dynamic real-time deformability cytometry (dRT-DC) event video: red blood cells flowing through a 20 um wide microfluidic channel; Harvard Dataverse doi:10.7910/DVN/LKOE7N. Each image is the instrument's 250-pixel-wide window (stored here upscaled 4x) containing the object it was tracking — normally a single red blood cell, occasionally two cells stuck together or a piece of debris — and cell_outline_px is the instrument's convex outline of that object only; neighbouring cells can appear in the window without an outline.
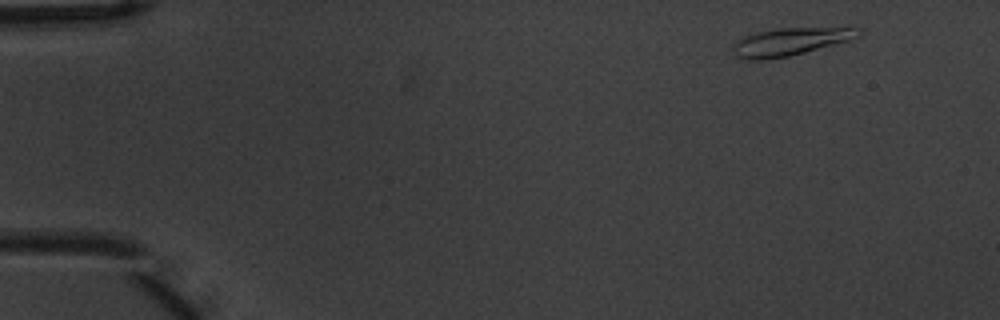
{"species": "common noctule bat (a hibernating species)", "species_latin": "Nyctalus noctula", "temperature_condition": "warm", "stored_images_in_passage": 7, "camera_frame_rate_fps": 3000, "um_per_image_px": 0.085, "animal": {"sex": "male", "body_mass_g": 20.1, "forearm_length_mm": 53.5}, "frame": {"image": 1, "passage_image": 1, "time_ms": 0.0, "image_size_px": [1000, 320], "cell_outline_px": [[864, 32], [860, 36], [848, 40], [804, 52], [788, 56], [764, 60], [748, 60], [736, 56], [732, 48], [732, 44], [736, 40], [756, 32], [780, 28], [852, 24], [860, 28]], "centroid_in_image_um": [67.32, 3.47], "position_along_channel_um": 17.7, "area_um2": 21.15}}
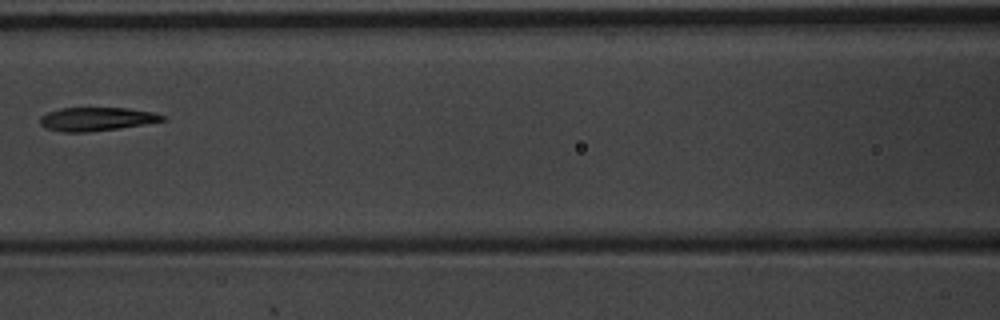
{"frame": {"image": 2, "passage_image": 6, "time_ms": 1.667, "image_size_px": [1000, 320], "cell_outline_px": [[164, 120], [144, 124], [120, 128], [88, 132], [60, 132], [44, 128], [40, 124], [40, 116], [48, 112], [60, 108], [128, 108], [156, 112], [164, 116]], "centroid_in_image_um": [8.17, 10.12], "position_along_channel_um": 158.4, "area_um2": 16.88}}
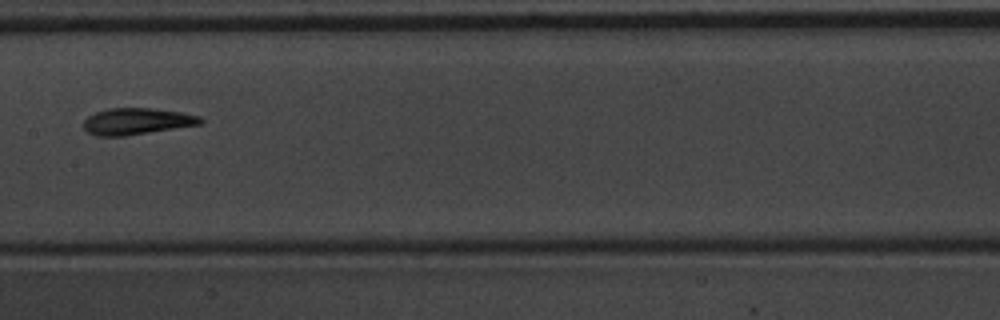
{"frame": {"image": 3, "passage_image": 7, "time_ms": 2.0, "image_size_px": [1000, 320], "cell_outline_px": [[204, 120], [200, 124], [124, 136], [96, 136], [88, 132], [84, 128], [84, 120], [88, 116], [96, 112], [108, 108], [148, 108], [180, 112], [200, 116]], "centroid_in_image_um": [11.6, 10.31], "position_along_channel_um": 195.8, "area_um2": 17.86}}